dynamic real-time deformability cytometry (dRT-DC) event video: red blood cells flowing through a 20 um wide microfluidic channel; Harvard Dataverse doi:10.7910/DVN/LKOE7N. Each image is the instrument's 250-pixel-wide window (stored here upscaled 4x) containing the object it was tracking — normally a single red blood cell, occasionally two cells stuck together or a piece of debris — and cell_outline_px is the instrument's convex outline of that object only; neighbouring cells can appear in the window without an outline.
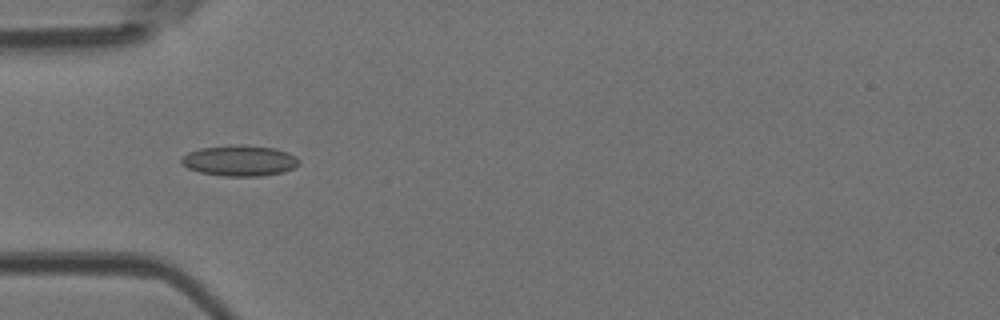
{"species": "Egyptian fruit bat (a non-hibernating species)", "species_latin": "Rousettus aegyptiacus", "temperature_condition": "room temperature", "stored_images_in_passage": 9, "camera_frame_rate_fps": 3000, "um_per_image_px": 0.085, "animal": {"sex": "female"}, "frame": {"image": 1, "passage_image": 6, "time_ms": 1.667, "image_size_px": [1000, 320], "cell_outline_px": [[300, 164], [284, 172], [260, 176], [224, 176], [200, 172], [188, 168], [180, 164], [180, 160], [188, 152], [200, 148], [276, 148], [288, 152], [300, 160]], "centroid_in_image_um": [20.38, 13.71], "position_along_channel_um": 64.6, "area_um2": 20.06}}
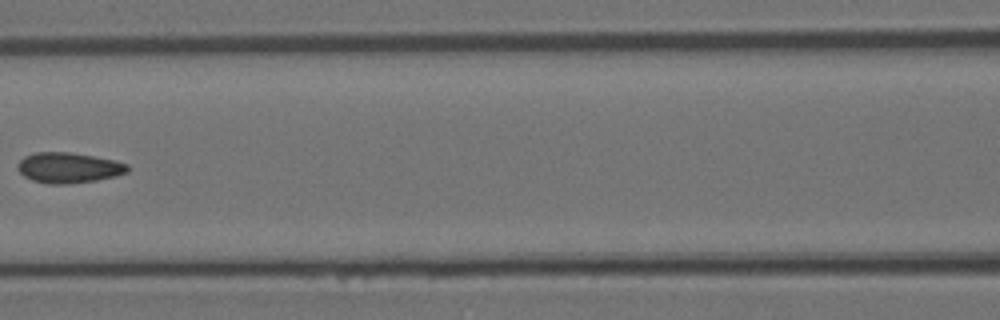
{"frame": {"image": 2, "passage_image": 8, "time_ms": 2.333, "image_size_px": [1000, 320], "cell_outline_px": [[128, 172], [116, 176], [96, 180], [68, 184], [48, 184], [32, 180], [24, 176], [16, 168], [16, 164], [24, 156], [36, 152], [68, 152], [116, 160], [128, 164]], "centroid_in_image_um": [5.81, 14.26], "position_along_channel_um": 160.8, "area_um2": 19.59}}
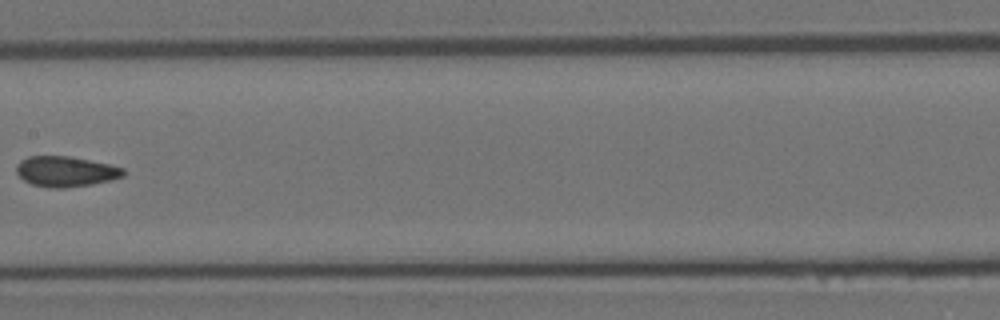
{"frame": {"image": 3, "passage_image": 9, "time_ms": 2.667, "image_size_px": [1000, 320], "cell_outline_px": [[124, 176], [92, 184], [64, 188], [52, 188], [32, 184], [24, 180], [16, 172], [16, 164], [20, 160], [28, 156], [68, 156], [108, 164], [124, 168]], "centroid_in_image_um": [5.55, 14.57], "position_along_channel_um": 201.9, "area_um2": 18.79}}